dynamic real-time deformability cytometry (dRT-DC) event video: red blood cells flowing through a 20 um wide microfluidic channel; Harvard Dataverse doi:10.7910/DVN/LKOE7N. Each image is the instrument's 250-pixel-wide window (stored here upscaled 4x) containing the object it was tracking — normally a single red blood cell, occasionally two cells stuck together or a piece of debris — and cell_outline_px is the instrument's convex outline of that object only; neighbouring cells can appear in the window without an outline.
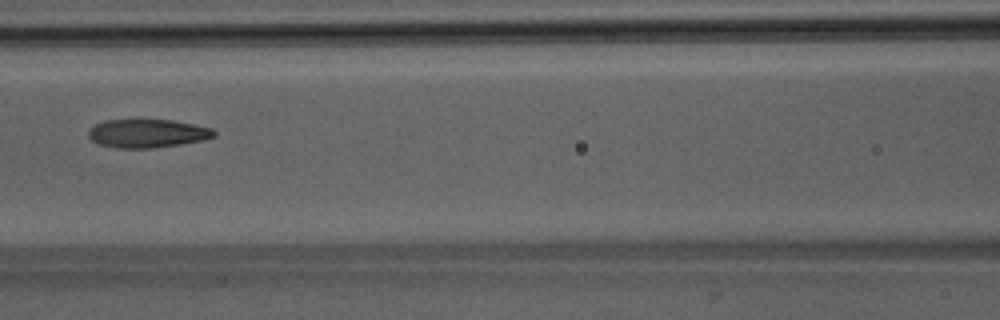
{"species": "Egyptian fruit bat (a non-hibernating species)", "species_latin": "Rousettus aegyptiacus", "temperature_condition": "room temperature", "stored_images_in_passage": 5, "camera_frame_rate_fps": 3000, "um_per_image_px": 0.085, "animal": {"sex": "male"}, "frame": {"image": 1, "passage_image": 5, "time_ms": 4.333, "image_size_px": [1000, 320], "cell_outline_px": [[216, 136], [204, 140], [180, 144], [152, 148], [116, 148], [100, 144], [92, 140], [88, 136], [88, 128], [104, 120], [136, 116], [172, 120], [196, 124], [212, 128], [216, 132]], "centroid_in_image_um": [12.5, 11.28], "position_along_channel_um": 154.1, "area_um2": 21.91}}